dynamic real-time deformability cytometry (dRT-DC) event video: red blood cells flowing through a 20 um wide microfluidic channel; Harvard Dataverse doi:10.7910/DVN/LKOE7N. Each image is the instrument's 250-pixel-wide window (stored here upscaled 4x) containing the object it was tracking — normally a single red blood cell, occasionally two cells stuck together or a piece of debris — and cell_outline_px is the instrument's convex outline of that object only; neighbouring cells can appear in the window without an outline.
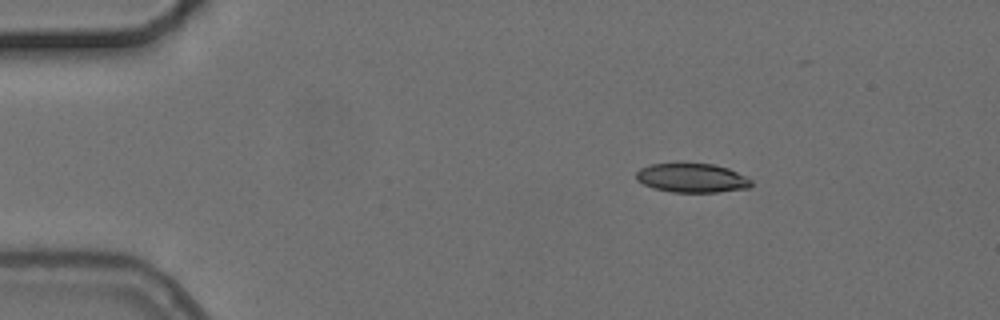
{"species": "common noctule bat (a hibernating species)", "species_latin": "Nyctalus noctula", "temperature_condition": "cold", "stored_images_in_passage": 3, "camera_frame_rate_fps": 3000, "um_per_image_px": 0.085, "animal": {"sex": "female", "body_mass_g": 24.6, "forearm_length_mm": 56.2}, "frame": {"image": 1, "passage_image": 1, "time_ms": 0.0, "image_size_px": [1000, 320], "cell_outline_px": [[752, 184], [748, 188], [716, 192], [672, 192], [652, 188], [636, 180], [636, 172], [640, 168], [648, 164], [676, 160], [712, 164], [728, 168], [752, 180]], "centroid_in_image_um": [58.73, 15.07], "position_along_channel_um": 26.3, "area_um2": 20.29}}